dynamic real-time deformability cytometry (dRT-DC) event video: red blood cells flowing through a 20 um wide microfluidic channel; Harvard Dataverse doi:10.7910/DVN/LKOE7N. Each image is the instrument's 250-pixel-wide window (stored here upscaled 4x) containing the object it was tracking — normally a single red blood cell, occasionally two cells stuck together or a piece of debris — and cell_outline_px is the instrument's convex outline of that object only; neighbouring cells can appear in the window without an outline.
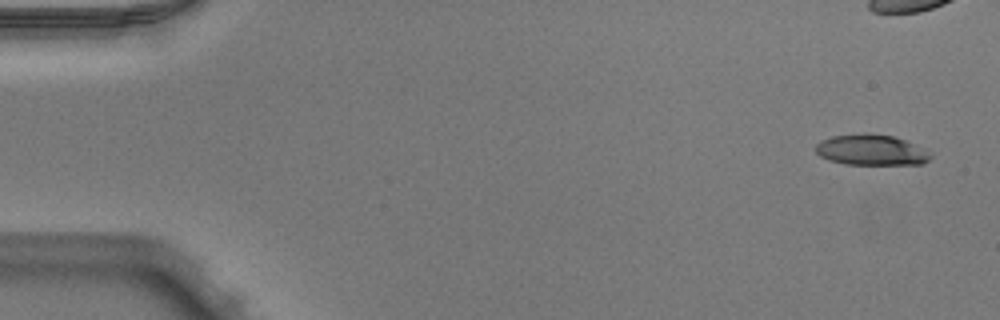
{"species": "Egyptian fruit bat (a non-hibernating species)", "species_latin": "Rousettus aegyptiacus", "temperature_condition": "warm", "stored_images_in_passage": 41, "camera_frame_rate_fps": 3000, "um_per_image_px": 0.085, "animal": {"sex": "male"}, "frame": {"image": 1, "passage_image": 2, "time_ms": 0.333, "image_size_px": [1000, 320], "cell_outline_px": [[932, 156], [924, 164], [844, 164], [828, 160], [820, 156], [816, 152], [816, 144], [820, 140], [832, 136], [864, 132], [892, 136], [908, 140], [928, 148]], "centroid_in_image_um": [74.1, 12.73], "position_along_channel_um": 10.9, "area_um2": 21.04}}
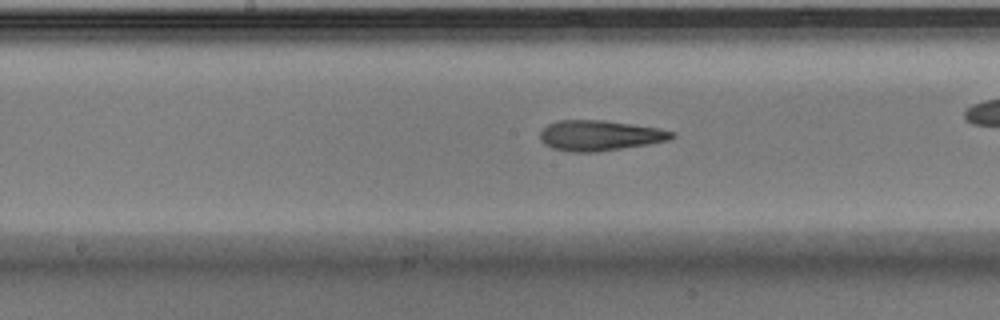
{"frame": {"image": 2, "passage_image": 26, "time_ms": 8.333, "image_size_px": [1000, 320], "cell_outline_px": [[676, 136], [668, 140], [648, 144], [596, 152], [568, 152], [552, 148], [544, 144], [540, 140], [540, 132], [548, 124], [560, 120], [604, 120], [660, 128], [676, 132]], "centroid_in_image_um": [50.98, 11.52], "position_along_channel_um": 197.2, "area_um2": 23.41}}
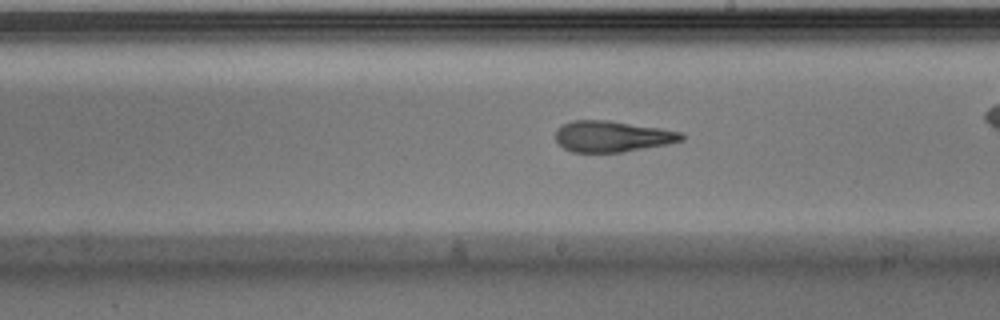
{"frame": {"image": 3, "passage_image": 29, "time_ms": 9.333, "image_size_px": [1000, 320], "cell_outline_px": [[684, 140], [668, 144], [624, 152], [572, 152], [564, 148], [556, 140], [556, 128], [572, 120], [608, 120], [660, 128], [684, 132]], "centroid_in_image_um": [52.06, 11.59], "position_along_channel_um": 236.9, "area_um2": 22.89}}